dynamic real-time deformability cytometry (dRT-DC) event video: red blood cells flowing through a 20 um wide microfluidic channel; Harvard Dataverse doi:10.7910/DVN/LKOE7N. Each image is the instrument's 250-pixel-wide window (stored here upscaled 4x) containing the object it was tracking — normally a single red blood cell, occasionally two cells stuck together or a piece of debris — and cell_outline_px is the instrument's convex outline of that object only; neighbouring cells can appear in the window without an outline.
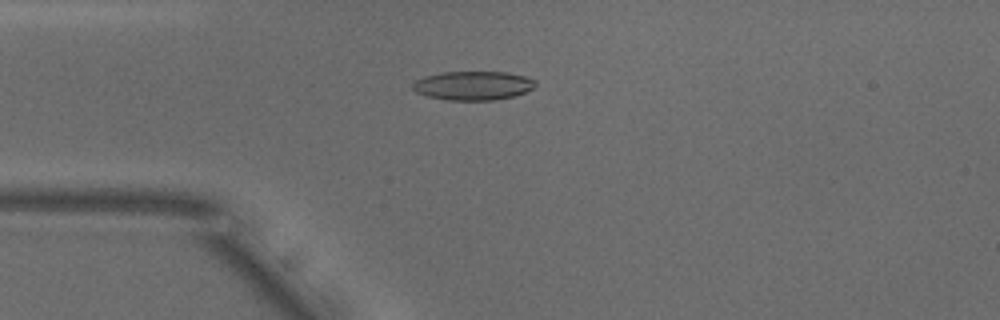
{"species": "common noctule bat (a hibernating species)", "species_latin": "Nyctalus noctula", "temperature_condition": "warm", "stored_images_in_passage": 41, "camera_frame_rate_fps": 3000, "um_per_image_px": 0.085, "animal": {"sex": "male", "body_mass_g": 18.8}, "frame": {"image": 1, "passage_image": 12, "time_ms": 3.667, "image_size_px": [1000, 320], "cell_outline_px": [[536, 84], [532, 88], [524, 92], [512, 96], [496, 100], [444, 100], [428, 96], [416, 92], [412, 88], [412, 84], [416, 80], [424, 76], [440, 72], [504, 72], [524, 76], [536, 80]], "centroid_in_image_um": [40.18, 7.27], "position_along_channel_um": 44.8, "area_um2": 20.63}}
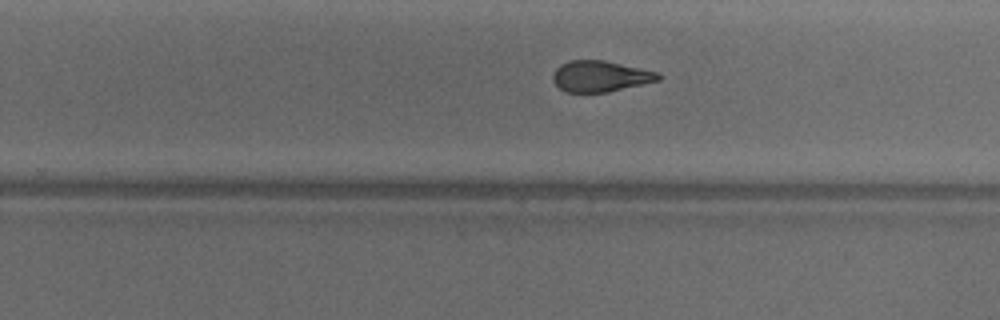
{"frame": {"image": 2, "passage_image": 31, "time_ms": 10.0, "image_size_px": [1000, 320], "cell_outline_px": [[660, 80], [608, 92], [564, 92], [552, 80], [552, 72], [560, 64], [568, 60], [604, 60], [660, 72]], "centroid_in_image_um": [51.01, 6.47], "position_along_channel_um": 278.8, "area_um2": 19.19}}
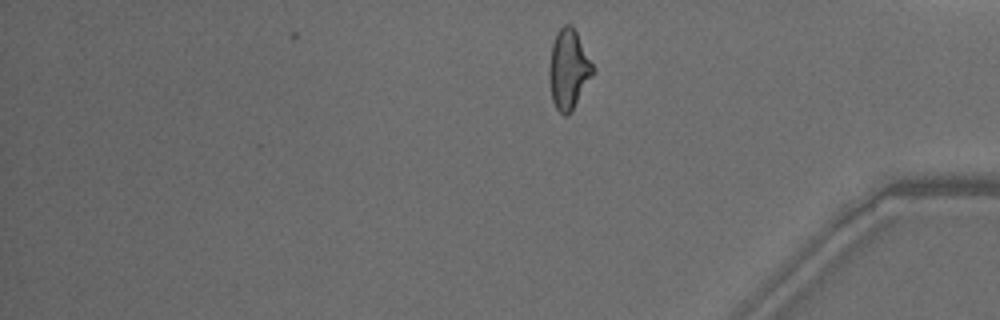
{"frame": {"image": 3, "passage_image": 41, "time_ms": 13.333, "image_size_px": [1000, 320], "cell_outline_px": [[596, 68], [592, 76], [572, 112], [564, 116], [556, 108], [552, 100], [548, 76], [548, 68], [552, 44], [556, 32], [564, 24], [572, 24]], "centroid_in_image_um": [48.33, 5.88], "position_along_channel_um": 386.9, "area_um2": 20.58}, "authors_computed_cell_mechanics": {"area_um2": 20.2878, "velocity_mm_per_s": 3.8872, "shape_relaxation_time_tau1_ms": null, "shape_relaxation_time_tau2_ms": 2.2306, "deformation_change_tau1": null, "deformation_change_tau2": 0.1037}}